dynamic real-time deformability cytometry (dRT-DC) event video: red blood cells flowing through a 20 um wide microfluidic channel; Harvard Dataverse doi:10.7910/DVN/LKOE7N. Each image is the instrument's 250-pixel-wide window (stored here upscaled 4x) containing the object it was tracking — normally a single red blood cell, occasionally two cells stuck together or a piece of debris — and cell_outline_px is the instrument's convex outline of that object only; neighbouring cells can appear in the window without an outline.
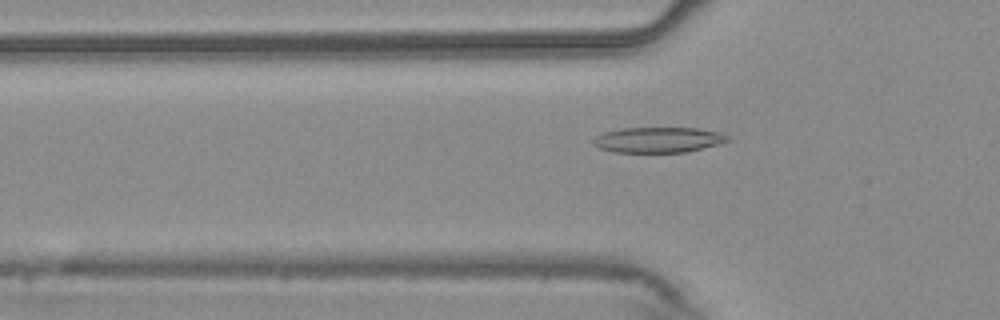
{"species": "common noctule bat (a hibernating species)", "species_latin": "Nyctalus noctula", "temperature_condition": "warm", "stored_images_in_passage": 46, "camera_frame_rate_fps": 3000, "um_per_image_px": 0.085, "animal": {"sex": "male", "body_mass_g": 20.4}, "frame": {"image": 1, "passage_image": 9, "time_ms": 2.667, "image_size_px": [1000, 320], "cell_outline_px": [[732, 140], [684, 152], [616, 152], [600, 148], [592, 144], [592, 140], [596, 136], [604, 132], [620, 128], [696, 128], [720, 132], [728, 136]], "centroid_in_image_um": [55.92, 11.87], "position_along_channel_um": 69.9, "area_um2": 19.77}}
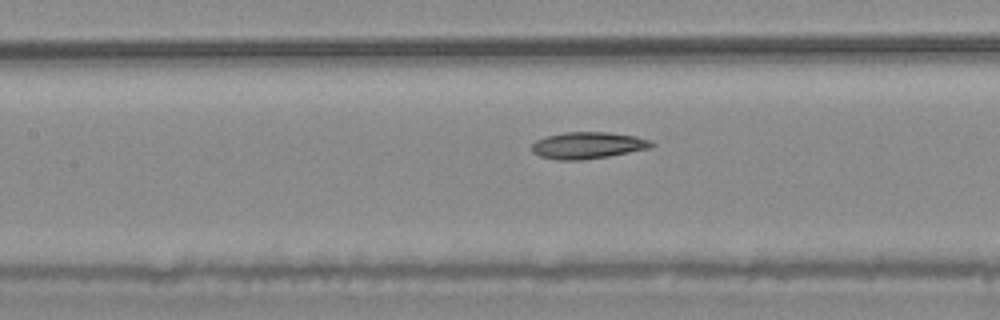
{"frame": {"image": 2, "passage_image": 16, "time_ms": 5.0, "image_size_px": [1000, 320], "cell_outline_px": [[656, 144], [648, 148], [608, 156], [580, 160], [556, 160], [540, 156], [532, 152], [532, 144], [536, 140], [548, 136], [564, 132], [608, 132], [636, 136], [648, 140]], "centroid_in_image_um": [49.93, 12.35], "position_along_channel_um": 157.5, "area_um2": 18.44}}
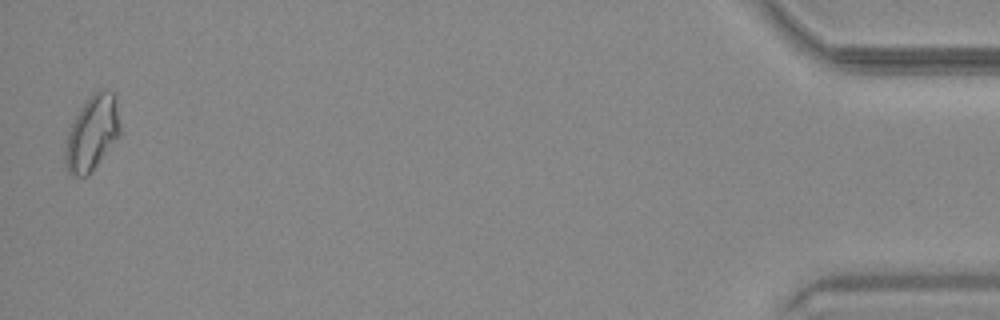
{"frame": {"image": 3, "passage_image": 45, "time_ms": 14.667, "image_size_px": [1000, 320], "cell_outline_px": [[120, 136], [96, 164], [84, 176], [72, 176], [68, 172], [64, 164], [64, 152], [68, 132], [80, 108], [92, 92], [100, 88], [104, 88], [116, 92], [120, 124]], "centroid_in_image_um": [7.84, 11.24], "position_along_channel_um": 427.4, "area_um2": 24.04}, "authors_computed_cell_mechanics": {"area_um2": 18.8139, "velocity_mm_per_s": 3.7215, "shape_relaxation_time_tau1_ms": null, "shape_relaxation_time_tau2_ms": 6.6968, "deformation_change_tau1": null, "deformation_change_tau2": 0.1335}}